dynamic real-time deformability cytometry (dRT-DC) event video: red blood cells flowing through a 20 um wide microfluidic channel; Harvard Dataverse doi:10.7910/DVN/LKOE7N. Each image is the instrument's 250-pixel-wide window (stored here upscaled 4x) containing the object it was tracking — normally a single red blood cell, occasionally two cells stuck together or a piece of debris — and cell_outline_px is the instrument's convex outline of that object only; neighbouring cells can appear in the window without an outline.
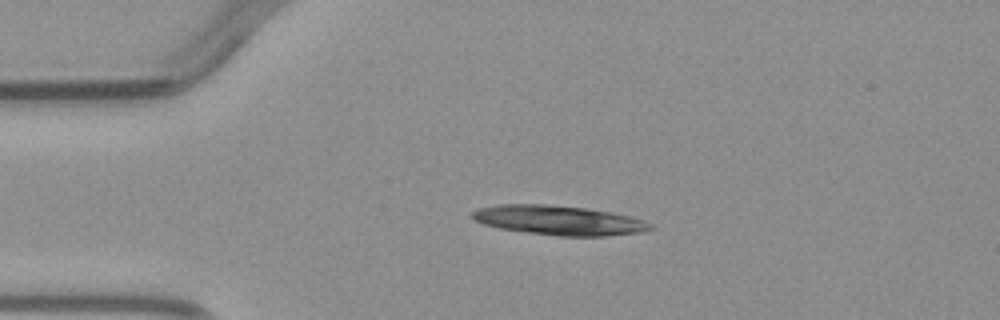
{"species": "common noctule bat (a hibernating species)", "species_latin": "Nyctalus noctula", "temperature_condition": "warm", "stored_images_in_passage": 2, "camera_frame_rate_fps": 3000, "um_per_image_px": 0.085, "animal": {"sex": "male", "body_mass_g": 23.1, "forearm_length_mm": 52.7}, "frame": {"image": 1, "passage_image": 1, "time_ms": 0.0, "image_size_px": [1000, 320], "cell_outline_px": [[656, 228], [644, 232], [604, 236], [556, 236], [500, 228], [484, 224], [472, 220], [468, 216], [476, 208], [500, 204], [544, 204], [584, 208], [608, 212], [628, 216], [644, 220], [652, 224]], "centroid_in_image_um": [47.47, 18.73], "position_along_channel_um": 37.5, "area_um2": 30.69}}